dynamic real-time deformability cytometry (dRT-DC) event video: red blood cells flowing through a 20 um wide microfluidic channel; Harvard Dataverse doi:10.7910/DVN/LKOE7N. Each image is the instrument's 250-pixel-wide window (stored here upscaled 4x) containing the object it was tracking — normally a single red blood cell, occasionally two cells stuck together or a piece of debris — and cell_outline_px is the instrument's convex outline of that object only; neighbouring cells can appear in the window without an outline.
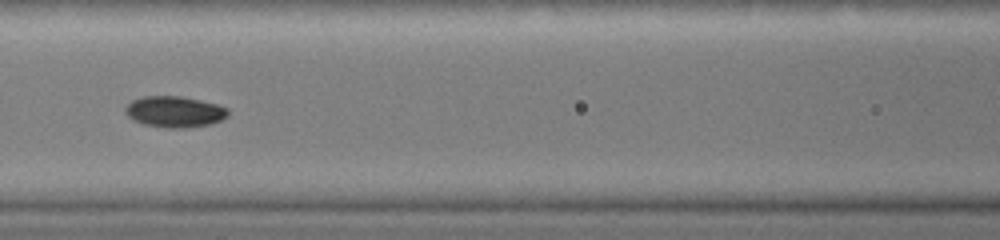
{"species": "common noctule bat (a hibernating species)", "species_latin": "Nyctalus noctula", "temperature_condition": "warm", "stored_images_in_passage": 22, "camera_frame_rate_fps": 3000, "um_per_image_px": 0.085, "animal": {"sex": "female", "body_mass_g": 19.0, "forearm_length_mm": 51.5}, "frame": {"image": 1, "passage_image": 4, "time_ms": 2.0, "image_size_px": [1000, 240], "cell_outline_px": [[228, 116], [220, 120], [208, 124], [184, 128], [168, 128], [144, 124], [128, 116], [124, 112], [124, 108], [132, 100], [144, 96], [180, 96], [220, 104], [228, 108]], "centroid_in_image_um": [14.85, 9.48], "position_along_channel_um": 151.7, "area_um2": 18.55}}
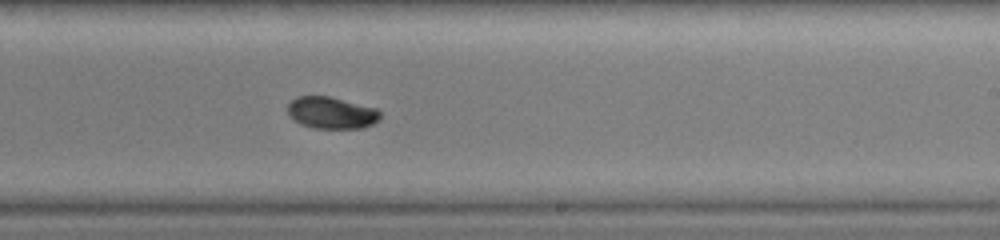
{"frame": {"image": 2, "passage_image": 9, "time_ms": 4.0, "image_size_px": [1000, 240], "cell_outline_px": [[380, 120], [364, 128], [312, 128], [300, 124], [288, 116], [288, 104], [296, 96], [328, 96], [376, 108], [380, 112]], "centroid_in_image_um": [28.16, 9.59], "position_along_channel_um": 260.8, "area_um2": 17.22}}
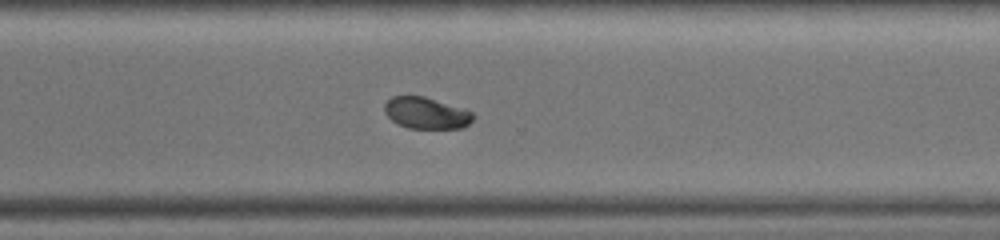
{"frame": {"image": 3, "passage_image": 13, "time_ms": 5.333, "image_size_px": [1000, 240], "cell_outline_px": [[476, 116], [464, 128], [408, 128], [392, 120], [384, 112], [384, 104], [392, 96], [424, 96], [472, 112]], "centroid_in_image_um": [36.22, 9.61], "position_along_channel_um": 334.4, "area_um2": 16.07}}